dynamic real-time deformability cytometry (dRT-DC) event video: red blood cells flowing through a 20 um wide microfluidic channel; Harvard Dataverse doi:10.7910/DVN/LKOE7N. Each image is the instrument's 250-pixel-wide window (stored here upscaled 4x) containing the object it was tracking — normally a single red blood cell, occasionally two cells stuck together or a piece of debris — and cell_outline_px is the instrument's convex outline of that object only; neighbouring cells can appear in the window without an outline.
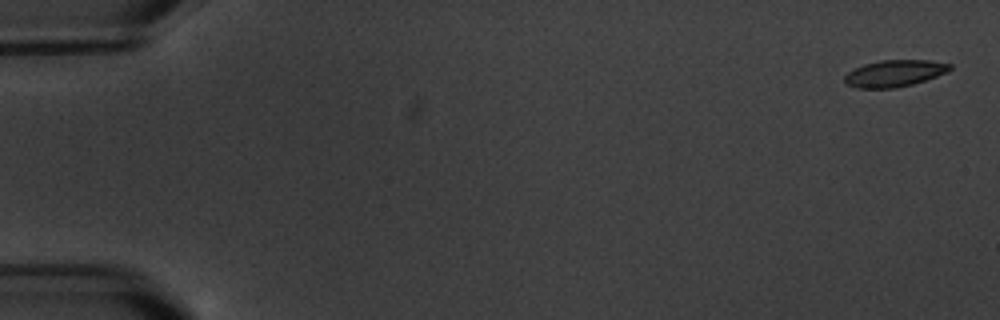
{"species": "common noctule bat (a hibernating species)", "species_latin": "Nyctalus noctula", "temperature_condition": "warm", "stored_images_in_passage": 7, "camera_frame_rate_fps": 3000, "um_per_image_px": 0.085, "animal": {"sex": "male", "body_mass_g": 20.1, "forearm_length_mm": 53.5}, "frame": {"image": 1, "passage_image": 1, "time_ms": 0.0, "image_size_px": [1000, 320], "cell_outline_px": [[952, 68], [948, 72], [912, 84], [896, 88], [856, 88], [848, 84], [844, 80], [844, 76], [848, 72], [864, 64], [880, 60], [928, 60], [952, 64]], "centroid_in_image_um": [76.04, 6.23], "position_along_channel_um": 9.0, "area_um2": 16.3}}
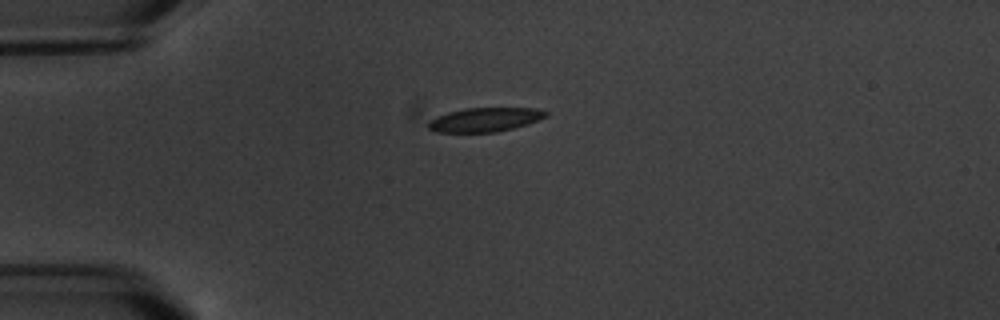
{"frame": {"image": 2, "passage_image": 5, "time_ms": 4.667, "image_size_px": [1000, 320], "cell_outline_px": [[548, 116], [540, 120], [528, 124], [496, 132], [436, 132], [428, 128], [428, 124], [436, 116], [448, 112], [464, 108], [536, 108], [548, 112]], "centroid_in_image_um": [41.25, 10.16], "position_along_channel_um": 43.7, "area_um2": 16.47}}